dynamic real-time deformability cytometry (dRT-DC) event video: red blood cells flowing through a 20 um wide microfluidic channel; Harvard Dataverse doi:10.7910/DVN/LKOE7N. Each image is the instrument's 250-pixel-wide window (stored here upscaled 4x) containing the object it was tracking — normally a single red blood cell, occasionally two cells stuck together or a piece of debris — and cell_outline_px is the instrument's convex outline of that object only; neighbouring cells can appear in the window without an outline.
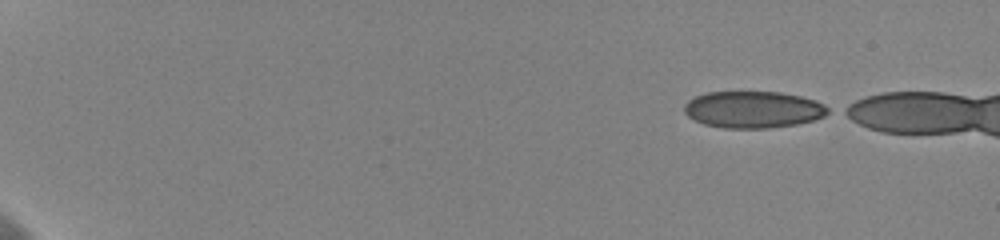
{"species": "human", "species_latin": "Homo sapiens", "temperature_condition": "cold", "stored_images_in_passage": 9, "camera_frame_rate_fps": 3000, "um_per_image_px": 0.085, "donor": {"sex": "female"}, "frame": {"image": 1, "passage_image": 1, "time_ms": 0.0, "image_size_px": [1000, 240], "cell_outline_px": [[832, 112], [824, 116], [812, 120], [796, 124], [768, 128], [724, 128], [704, 124], [688, 116], [684, 112], [684, 104], [688, 100], [696, 96], [708, 92], [780, 92], [800, 96], [816, 100], [832, 108]], "centroid_in_image_um": [64.06, 9.31], "position_along_channel_um": 20.9, "area_um2": 30.92}}